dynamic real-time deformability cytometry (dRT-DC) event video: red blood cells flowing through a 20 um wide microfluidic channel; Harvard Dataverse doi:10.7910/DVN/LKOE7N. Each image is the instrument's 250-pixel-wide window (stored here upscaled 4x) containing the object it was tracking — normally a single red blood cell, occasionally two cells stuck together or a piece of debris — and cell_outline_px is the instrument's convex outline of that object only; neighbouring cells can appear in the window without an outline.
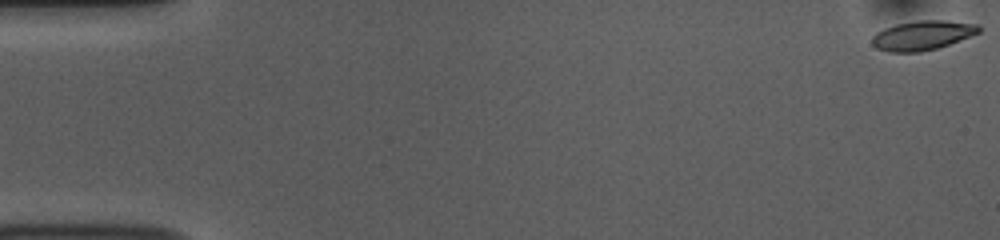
{"species": "common noctule bat (a hibernating species)", "species_latin": "Nyctalus noctula", "temperature_condition": "room temperature", "stored_images_in_passage": 54, "camera_frame_rate_fps": 3000, "um_per_image_px": 0.085, "animal": {"sex": "female", "body_mass_g": 10.0, "forearm_length_mm": 53.1}, "frame": {"image": 1, "passage_image": 1, "time_ms": 0.0, "image_size_px": [1000, 240], "cell_outline_px": [[980, 32], [948, 44], [936, 48], [920, 52], [888, 52], [876, 48], [872, 44], [872, 36], [876, 32], [884, 28], [896, 24], [916, 20], [944, 20], [980, 24]], "centroid_in_image_um": [78.38, 2.99], "position_along_channel_um": 6.6, "area_um2": 18.32}}
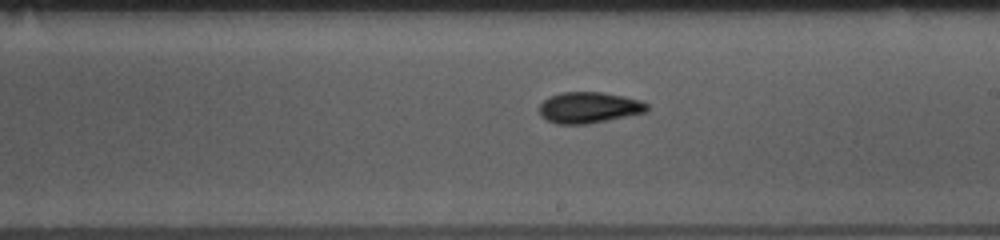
{"frame": {"image": 2, "passage_image": 31, "time_ms": 10.0, "image_size_px": [1000, 240], "cell_outline_px": [[648, 112], [588, 124], [556, 124], [540, 116], [540, 104], [548, 96], [560, 92], [600, 92], [624, 96], [640, 100], [648, 104]], "centroid_in_image_um": [50.06, 9.14], "position_along_channel_um": 238.9, "area_um2": 19.65}}
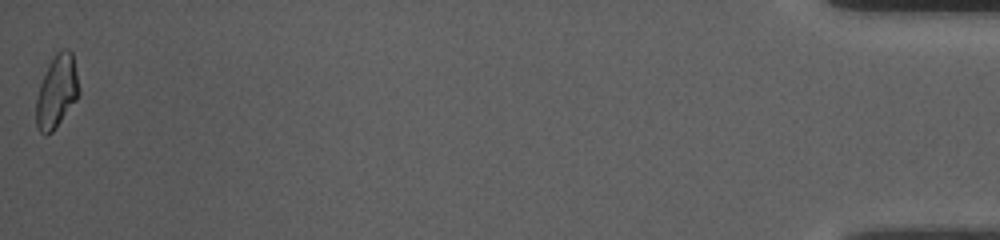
{"frame": {"image": 3, "passage_image": 54, "time_ms": 17.667, "image_size_px": [1000, 240], "cell_outline_px": [[80, 92], [76, 100], [52, 132], [44, 136], [36, 128], [36, 100], [40, 84], [56, 52], [64, 48], [68, 48], [72, 52]], "centroid_in_image_um": [4.82, 7.8], "position_along_channel_um": 430.4, "area_um2": 17.86}, "authors_computed_cell_mechanics": {"area_um2": 18.6694, "velocity_mm_per_s": 3.7406, "shape_relaxation_time_tau1_ms": 5.1957, "shape_relaxation_time_tau2_ms": 3.0277, "deformation_change_tau1": 0.1608, "deformation_change_tau2": 0.0885}}